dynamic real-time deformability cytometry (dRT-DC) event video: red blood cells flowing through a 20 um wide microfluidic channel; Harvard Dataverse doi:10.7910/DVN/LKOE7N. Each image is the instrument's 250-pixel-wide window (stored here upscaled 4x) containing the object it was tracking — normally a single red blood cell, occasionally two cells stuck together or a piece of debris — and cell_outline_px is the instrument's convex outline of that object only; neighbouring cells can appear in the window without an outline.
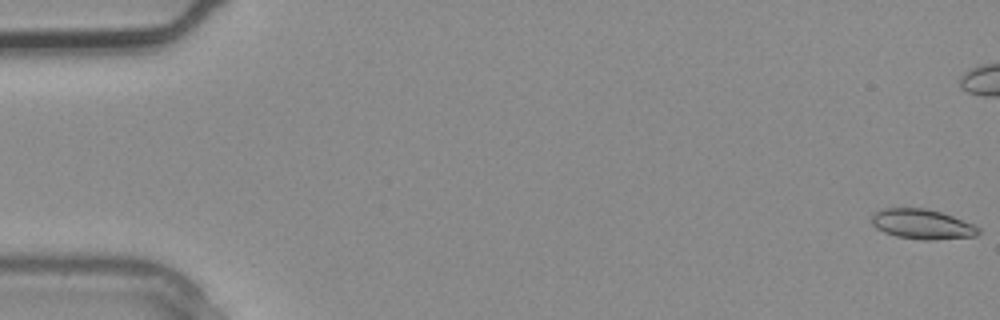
{"species": "common noctule bat (a hibernating species)", "species_latin": "Nyctalus noctula", "temperature_condition": "warm", "stored_images_in_passage": 3, "camera_frame_rate_fps": 3000, "um_per_image_px": 0.085, "animal": {"sex": "male", "body_mass_g": 20.4}, "frame": {"image": 1, "passage_image": 1, "time_ms": 0.0, "image_size_px": [1000, 320], "cell_outline_px": [[980, 232], [976, 236], [932, 240], [924, 240], [896, 236], [884, 232], [876, 228], [872, 224], [872, 216], [876, 212], [884, 208], [924, 208], [940, 212], [952, 216], [972, 224], [980, 228]], "centroid_in_image_um": [78.38, 19.06], "position_along_channel_um": 6.6, "area_um2": 18.44}}
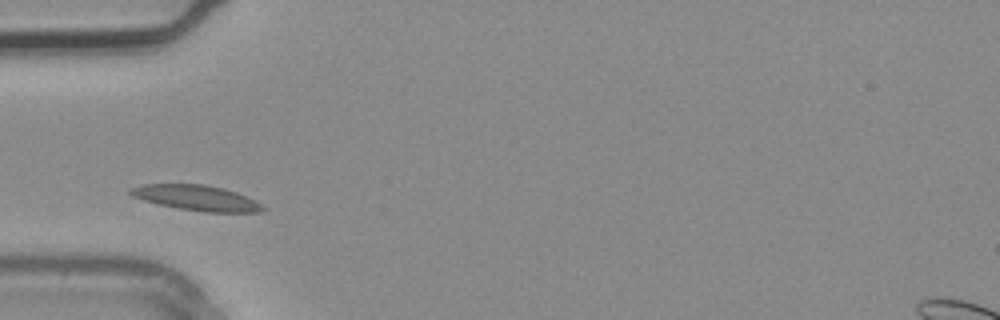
{"frame": {"image": 2, "passage_image": 3, "time_ms": 0.667, "image_size_px": [1000, 320], "cell_outline_px": [[268, 208], [260, 212], [204, 212], [180, 208], [160, 204], [144, 200], [132, 196], [128, 192], [128, 188], [144, 184], [204, 184], [236, 192], [256, 200]], "centroid_in_image_um": [16.73, 16.82], "position_along_channel_um": 68.3, "area_um2": 19.48}}